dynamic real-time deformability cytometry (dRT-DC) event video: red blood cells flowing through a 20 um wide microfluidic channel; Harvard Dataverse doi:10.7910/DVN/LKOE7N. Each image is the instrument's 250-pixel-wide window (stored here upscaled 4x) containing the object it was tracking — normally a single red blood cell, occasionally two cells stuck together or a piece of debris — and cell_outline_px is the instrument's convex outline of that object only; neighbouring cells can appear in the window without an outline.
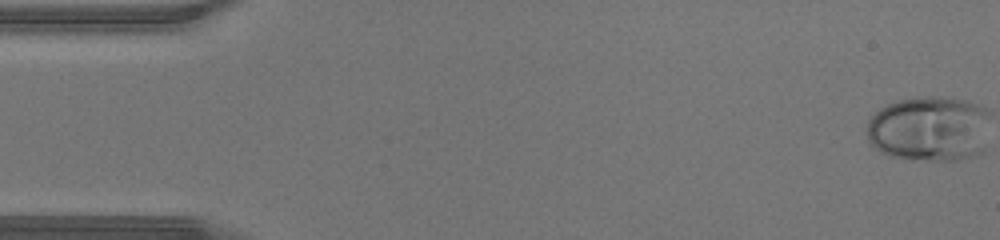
{"species": "human", "species_latin": "Homo sapiens", "temperature_condition": "warm", "stored_images_in_passage": 45, "camera_frame_rate_fps": 3000, "um_per_image_px": 0.085, "donor": {"sex": "male"}, "frame": {"image": 1, "passage_image": 1, "time_ms": 0.0, "image_size_px": [1000, 240], "cell_outline_px": [[984, 148], [968, 156], [952, 160], [928, 160], [888, 156], [880, 152], [868, 140], [868, 120], [880, 108], [888, 104], [900, 100], [968, 100], [984, 108]], "centroid_in_image_um": [78.9, 10.99], "position_along_channel_um": 6.1, "area_um2": 44.8}}
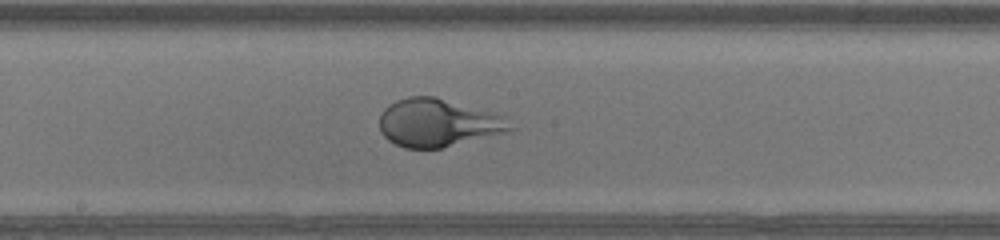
{"frame": {"image": 2, "passage_image": 24, "time_ms": 7.667, "image_size_px": [1000, 240], "cell_outline_px": [[516, 128], [440, 148], [404, 148], [388, 140], [380, 132], [380, 116], [384, 108], [388, 104], [396, 100], [408, 96], [436, 96], [504, 116]], "centroid_in_image_um": [37.15, 10.42], "position_along_channel_um": 211.0, "area_um2": 36.01}}
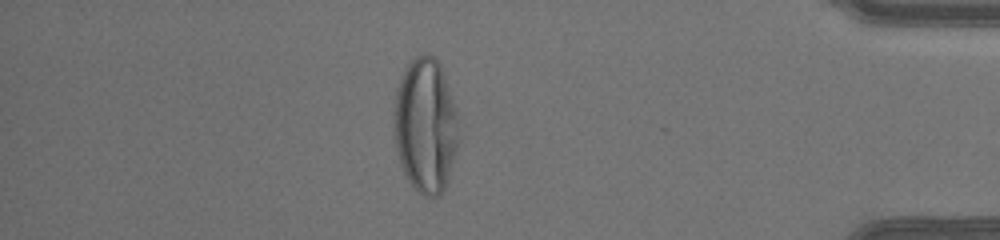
{"frame": {"image": 3, "passage_image": 39, "time_ms": 12.667, "image_size_px": [1000, 240], "cell_outline_px": [[460, 140], [448, 180], [440, 196], [424, 196], [408, 180], [400, 164], [396, 152], [392, 128], [392, 112], [396, 92], [404, 68], [416, 56], [424, 52], [428, 52], [436, 56], [440, 64], [456, 112]], "centroid_in_image_um": [36.14, 10.66], "position_along_channel_um": 399.1, "area_um2": 51.44}}